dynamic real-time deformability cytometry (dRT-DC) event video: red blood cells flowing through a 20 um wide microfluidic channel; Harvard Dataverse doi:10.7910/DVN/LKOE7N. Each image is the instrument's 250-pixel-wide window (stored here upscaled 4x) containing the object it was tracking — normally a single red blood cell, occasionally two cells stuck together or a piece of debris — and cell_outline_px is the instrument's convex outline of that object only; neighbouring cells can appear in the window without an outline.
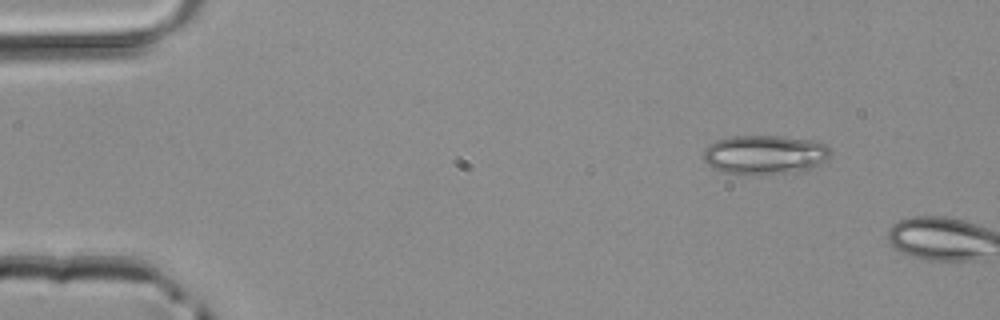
{"species": "common noctule bat (a hibernating species)", "species_latin": "Nyctalus noctula", "temperature_condition": "room temperature", "stored_images_in_passage": 2, "camera_frame_rate_fps": 3000, "um_per_image_px": 0.085, "animal": {"sex": "male", "body_mass_g": 20.4}, "frame": {"image": 1, "passage_image": 1, "time_ms": 0.0, "image_size_px": [1000, 320], "cell_outline_px": [[832, 152], [828, 160], [812, 168], [792, 172], [756, 176], [724, 172], [712, 168], [704, 160], [704, 148], [708, 144], [716, 140], [732, 136], [780, 136], [812, 140], [824, 144]], "centroid_in_image_um": [65.0, 13.16], "position_along_channel_um": 20.0, "area_um2": 29.42}}